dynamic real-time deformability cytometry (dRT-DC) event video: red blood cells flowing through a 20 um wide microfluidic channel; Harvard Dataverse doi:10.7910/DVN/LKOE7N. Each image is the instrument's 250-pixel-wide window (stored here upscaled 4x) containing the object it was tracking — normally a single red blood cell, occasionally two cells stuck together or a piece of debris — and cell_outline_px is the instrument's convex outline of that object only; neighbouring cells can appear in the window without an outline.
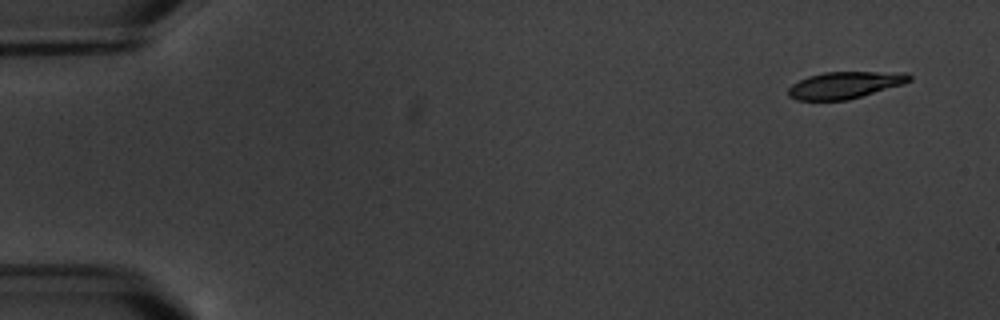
{"species": "common noctule bat (a hibernating species)", "species_latin": "Nyctalus noctula", "temperature_condition": "warm", "stored_images_in_passage": 6, "camera_frame_rate_fps": 3000, "um_per_image_px": 0.085, "animal": {"sex": "male", "body_mass_g": 20.1, "forearm_length_mm": 53.5}, "frame": {"image": 1, "passage_image": 1, "time_ms": 0.0, "image_size_px": [1000, 320], "cell_outline_px": [[912, 80], [904, 84], [848, 100], [796, 100], [788, 96], [788, 88], [792, 84], [808, 76], [824, 72], [908, 72], [912, 76]], "centroid_in_image_um": [71.84, 7.22], "position_along_channel_um": 13.2, "area_um2": 19.07}}
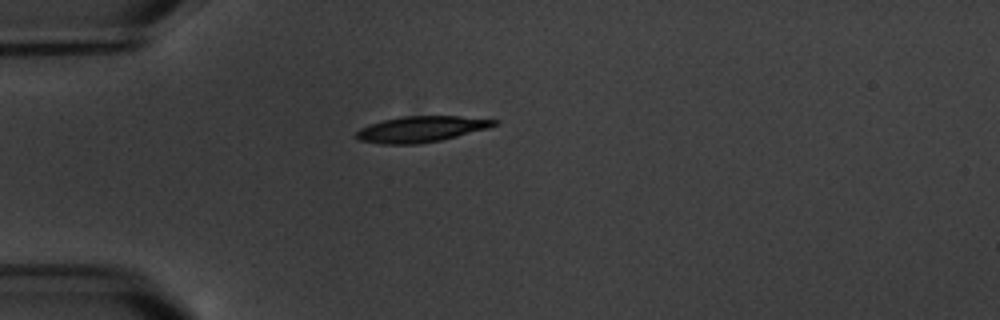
{"frame": {"image": 2, "passage_image": 5, "time_ms": 4.333, "image_size_px": [1000, 320], "cell_outline_px": [[500, 120], [496, 124], [488, 128], [440, 140], [416, 144], [380, 144], [360, 140], [356, 136], [356, 132], [360, 128], [384, 120], [400, 116], [456, 116]], "centroid_in_image_um": [35.79, 10.97], "position_along_channel_um": 49.2, "area_um2": 20.52}}